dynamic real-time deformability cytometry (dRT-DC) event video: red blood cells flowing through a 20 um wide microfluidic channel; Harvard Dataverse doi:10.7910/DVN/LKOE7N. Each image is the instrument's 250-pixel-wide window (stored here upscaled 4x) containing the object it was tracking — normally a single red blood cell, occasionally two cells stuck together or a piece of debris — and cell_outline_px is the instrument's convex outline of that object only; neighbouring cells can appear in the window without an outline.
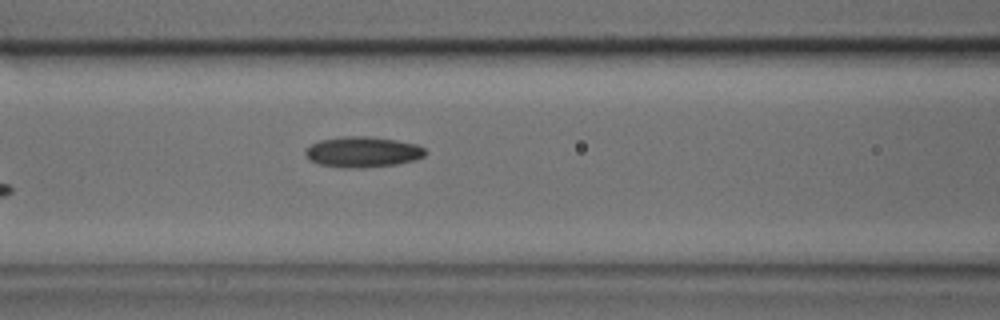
{"species": "common noctule bat (a hibernating species)", "species_latin": "Nyctalus noctula", "temperature_condition": "cold", "stored_images_in_passage": 5, "camera_frame_rate_fps": 3000, "um_per_image_px": 0.085, "animal": {"sex": "male", "body_mass_g": 17.9, "forearm_length_mm": 54.2}, "frame": {"image": 1, "passage_image": 5, "time_ms": 1.333, "image_size_px": [1000, 320], "cell_outline_px": [[428, 152], [424, 156], [416, 160], [396, 164], [364, 168], [340, 168], [316, 164], [308, 160], [304, 152], [312, 144], [320, 140], [344, 136], [368, 136], [396, 140], [416, 144], [424, 148]], "centroid_in_image_um": [30.82, 12.93], "position_along_channel_um": 135.8, "area_um2": 21.68}}